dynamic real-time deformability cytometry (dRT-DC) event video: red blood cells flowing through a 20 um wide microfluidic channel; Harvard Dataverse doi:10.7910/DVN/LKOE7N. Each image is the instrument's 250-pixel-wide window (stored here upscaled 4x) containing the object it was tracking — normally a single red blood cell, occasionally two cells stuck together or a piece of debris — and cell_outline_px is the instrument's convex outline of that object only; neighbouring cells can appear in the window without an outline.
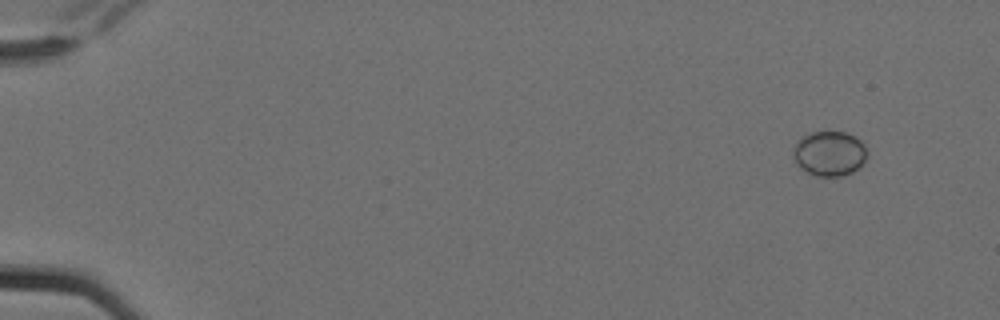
{"species": "Egyptian fruit bat (a non-hibernating species)", "species_latin": "Rousettus aegyptiacus", "temperature_condition": "cold", "stored_images_in_passage": 4, "camera_frame_rate_fps": 3000, "um_per_image_px": 0.085, "animal": {"sex": "female"}, "frame": {"image": 1, "passage_image": 1, "time_ms": 0.0, "image_size_px": [1000, 320], "cell_outline_px": [[868, 152], [864, 160], [852, 172], [840, 176], [816, 176], [800, 168], [796, 164], [792, 156], [792, 148], [800, 136], [812, 132], [848, 132], [860, 140], [864, 144]], "centroid_in_image_um": [70.45, 13.03], "position_along_channel_um": 14.5, "area_um2": 19.48}}
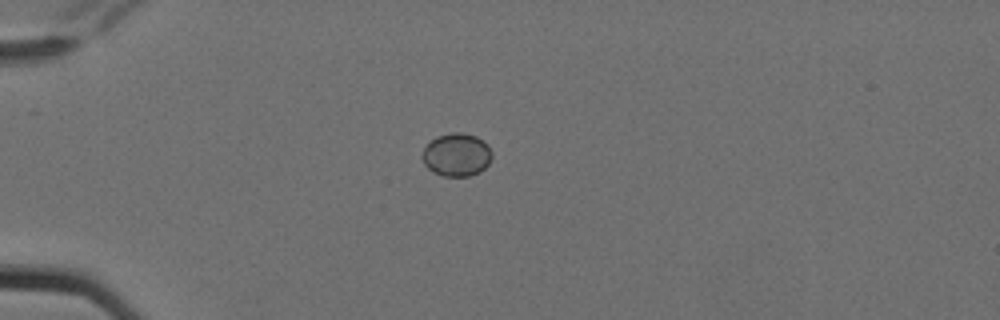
{"frame": {"image": 2, "passage_image": 4, "time_ms": 1.0, "image_size_px": [1000, 320], "cell_outline_px": [[492, 156], [488, 164], [480, 172], [468, 176], [444, 176], [432, 172], [424, 164], [420, 156], [424, 148], [436, 136], [452, 132], [460, 132], [476, 136], [484, 140], [488, 144], [492, 152]], "centroid_in_image_um": [38.81, 13.15], "position_along_channel_um": 46.2, "area_um2": 17.69}}